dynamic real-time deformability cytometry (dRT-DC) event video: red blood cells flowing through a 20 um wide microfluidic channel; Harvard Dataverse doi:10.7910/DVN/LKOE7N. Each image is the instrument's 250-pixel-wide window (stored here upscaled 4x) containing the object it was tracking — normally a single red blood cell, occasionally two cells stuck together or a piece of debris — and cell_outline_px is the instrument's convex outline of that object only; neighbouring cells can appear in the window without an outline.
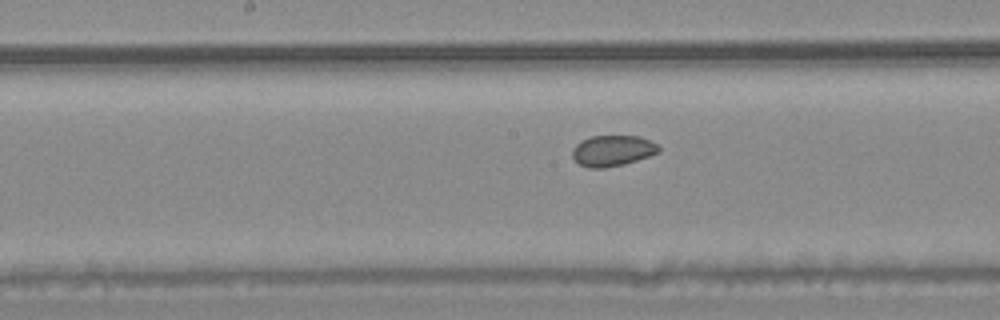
{"species": "common noctule bat (a hibernating species)", "species_latin": "Nyctalus noctula", "temperature_condition": "warm", "stored_images_in_passage": 31, "camera_frame_rate_fps": 3000, "um_per_image_px": 0.085, "animal": {"sex": "male", "body_mass_g": 20.4}, "frame": {"image": 1, "passage_image": 22, "time_ms": 7.0, "image_size_px": [1000, 320], "cell_outline_px": [[660, 152], [624, 164], [604, 168], [588, 168], [580, 164], [572, 156], [572, 148], [580, 140], [592, 136], [640, 136], [656, 144], [660, 148]], "centroid_in_image_um": [52.04, 12.8], "position_along_channel_um": 196.2, "area_um2": 15.49}}